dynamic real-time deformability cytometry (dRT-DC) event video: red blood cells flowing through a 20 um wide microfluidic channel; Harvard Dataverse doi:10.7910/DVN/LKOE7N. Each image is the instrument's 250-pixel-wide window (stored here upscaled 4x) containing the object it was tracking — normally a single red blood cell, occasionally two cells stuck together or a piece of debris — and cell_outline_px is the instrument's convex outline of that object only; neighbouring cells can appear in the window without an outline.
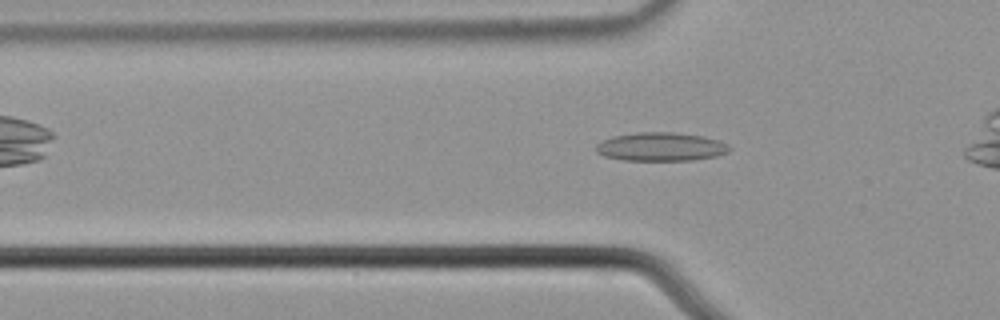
{"species": "common noctule bat (a hibernating species)", "species_latin": "Nyctalus noctula", "temperature_condition": "cold", "stored_images_in_passage": 35, "camera_frame_rate_fps": 3000, "um_per_image_px": 0.085, "animal": {"sex": "male", "body_mass_g": 21.5, "forearm_length_mm": 52.0}, "frame": {"image": 1, "passage_image": 7, "time_ms": 2.0, "image_size_px": [1000, 320], "cell_outline_px": [[732, 148], [728, 152], [716, 156], [692, 160], [624, 160], [604, 156], [596, 152], [596, 144], [612, 136], [636, 132], [676, 132], [704, 136], [720, 140], [728, 144]], "centroid_in_image_um": [56.2, 12.46], "position_along_channel_um": 69.6, "area_um2": 22.37}}
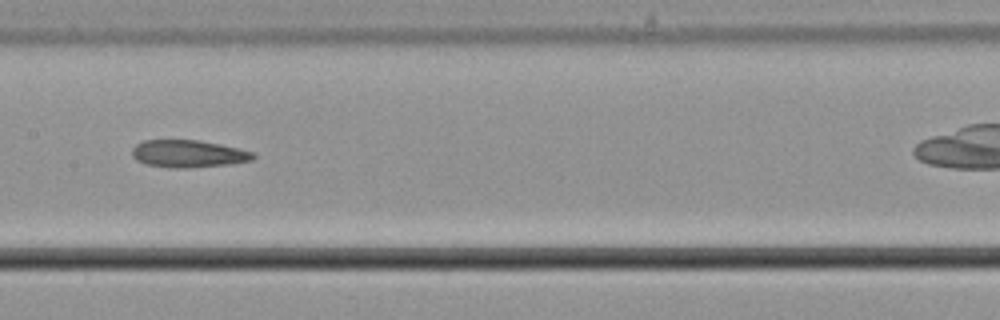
{"frame": {"image": 2, "passage_image": 17, "time_ms": 5.333, "image_size_px": [1000, 320], "cell_outline_px": [[256, 156], [252, 160], [228, 164], [188, 168], [168, 168], [148, 164], [136, 160], [132, 156], [132, 148], [136, 144], [144, 140], [200, 140], [220, 144], [256, 152]], "centroid_in_image_um": [16.01, 13.06], "position_along_channel_um": 191.4, "area_um2": 19.42}}
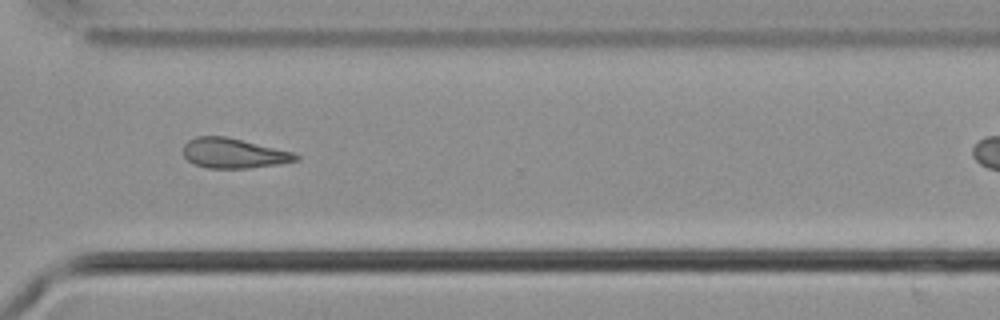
{"frame": {"image": 3, "passage_image": 30, "time_ms": 9.667, "image_size_px": [1000, 320], "cell_outline_px": [[300, 160], [276, 164], [248, 168], [208, 168], [196, 164], [188, 160], [184, 156], [184, 144], [188, 140], [196, 136], [224, 136], [292, 152], [300, 156]], "centroid_in_image_um": [19.84, 13.02], "position_along_channel_um": 350.8, "area_um2": 19.31}}